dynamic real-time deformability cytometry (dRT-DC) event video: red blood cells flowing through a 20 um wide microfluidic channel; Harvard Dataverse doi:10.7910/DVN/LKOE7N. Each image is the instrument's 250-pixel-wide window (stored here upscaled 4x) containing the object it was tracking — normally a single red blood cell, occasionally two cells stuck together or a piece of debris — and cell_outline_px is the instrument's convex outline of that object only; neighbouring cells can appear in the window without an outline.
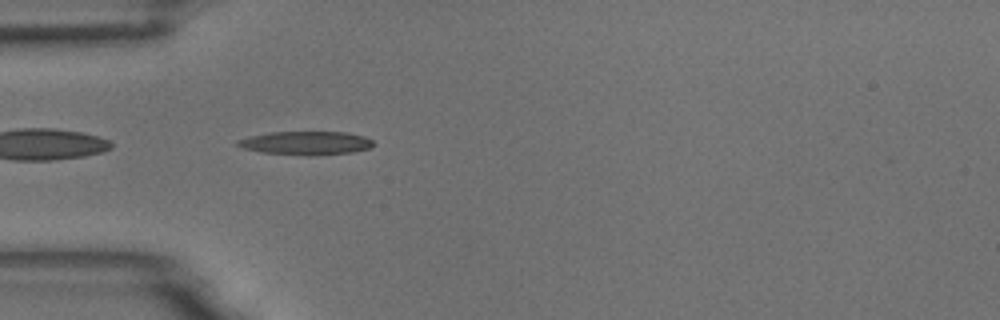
{"species": "common noctule bat (a hibernating species)", "species_latin": "Nyctalus noctula", "temperature_condition": "room temperature", "stored_images_in_passage": 1, "camera_frame_rate_fps": 3000, "um_per_image_px": 0.085, "animal": {"sex": "male", "body_mass_g": 18.8}, "frame": {"image": 1, "passage_image": 1, "time_ms": 0.0, "image_size_px": [1000, 320], "cell_outline_px": [[376, 144], [372, 148], [352, 152], [308, 156], [260, 152], [244, 148], [232, 144], [236, 140], [248, 136], [268, 132], [344, 132], [364, 136], [372, 140]], "centroid_in_image_um": [25.98, 12.16], "position_along_channel_um": 59.0, "area_um2": 18.9}}